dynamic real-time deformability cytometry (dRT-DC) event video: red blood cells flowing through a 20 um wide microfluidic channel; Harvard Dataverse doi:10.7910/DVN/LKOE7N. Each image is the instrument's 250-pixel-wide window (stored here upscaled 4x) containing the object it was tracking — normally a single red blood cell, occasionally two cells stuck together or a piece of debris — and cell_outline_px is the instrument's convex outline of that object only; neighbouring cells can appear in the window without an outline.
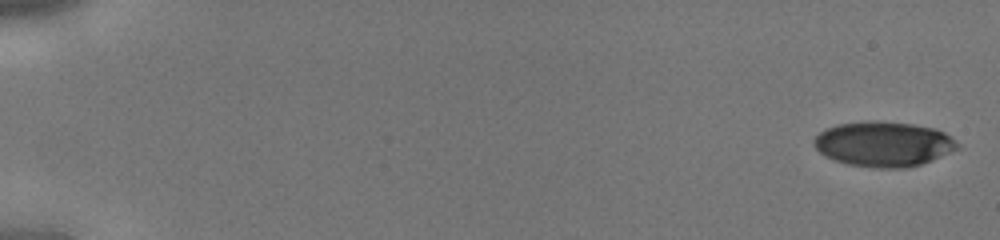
{"species": "human", "species_latin": "Homo sapiens", "temperature_condition": "cold", "stored_images_in_passage": 44, "camera_frame_rate_fps": 3000, "um_per_image_px": 0.085, "donor": {"sex": "male"}, "frame": {"image": 1, "passage_image": 1, "time_ms": 0.0, "image_size_px": [1000, 240], "cell_outline_px": [[960, 148], [932, 160], [920, 164], [904, 168], [872, 168], [848, 164], [836, 160], [820, 152], [812, 144], [812, 140], [820, 132], [836, 124], [872, 120], [912, 124], [936, 128], [944, 132], [960, 144]], "centroid_in_image_um": [75.12, 12.24], "position_along_channel_um": 9.9, "area_um2": 37.69}}
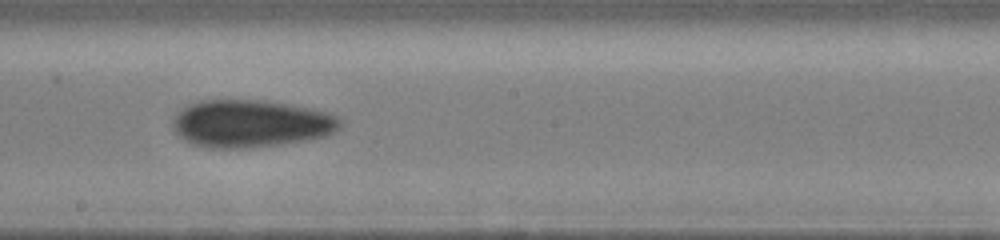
{"frame": {"image": 2, "passage_image": 26, "time_ms": 8.333, "image_size_px": [1000, 240], "cell_outline_px": [[344, 124], [340, 128], [324, 136], [284, 144], [248, 148], [208, 148], [192, 144], [184, 140], [172, 128], [172, 120], [188, 104], [200, 100], [260, 100], [288, 104], [328, 112], [340, 116], [344, 120]], "centroid_in_image_um": [21.34, 10.51], "position_along_channel_um": 226.9, "area_um2": 46.53}}
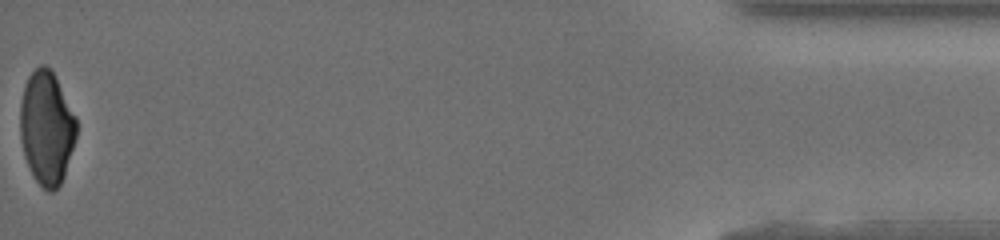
{"frame": {"image": 3, "passage_image": 44, "time_ms": 14.333, "image_size_px": [1000, 240], "cell_outline_px": [[76, 136], [64, 176], [60, 184], [52, 192], [48, 192], [36, 180], [24, 156], [20, 136], [20, 104], [24, 84], [28, 76], [40, 64], [44, 64], [52, 72], [76, 116]], "centroid_in_image_um": [3.95, 10.86], "position_along_channel_um": 431.3, "area_um2": 36.88}}